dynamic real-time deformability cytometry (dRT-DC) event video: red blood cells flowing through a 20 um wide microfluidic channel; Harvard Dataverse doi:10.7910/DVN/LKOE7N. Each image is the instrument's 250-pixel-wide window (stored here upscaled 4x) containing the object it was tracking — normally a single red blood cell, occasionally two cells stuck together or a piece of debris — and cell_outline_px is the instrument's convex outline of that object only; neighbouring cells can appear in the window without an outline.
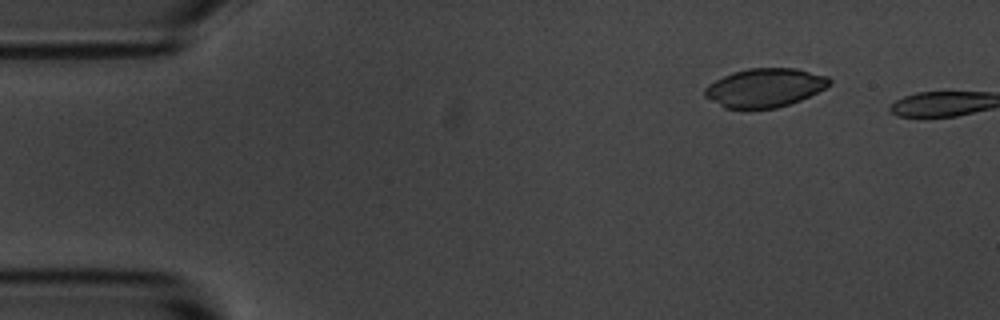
{"species": "common noctule bat (a hibernating species)", "species_latin": "Nyctalus noctula", "temperature_condition": "room temperature", "stored_images_in_passage": 3, "camera_frame_rate_fps": 3000, "um_per_image_px": 0.085, "animal": {"sex": "male", "body_mass_g": 20.1, "forearm_length_mm": 53.5}, "frame": {"image": 1, "passage_image": 1, "time_ms": 0.0, "image_size_px": [1000, 320], "cell_outline_px": [[832, 84], [800, 100], [776, 108], [724, 108], [704, 96], [704, 88], [708, 84], [732, 72], [748, 68], [796, 68], [828, 76], [832, 80]], "centroid_in_image_um": [65.0, 7.44], "position_along_channel_um": 20.0, "area_um2": 28.03}}